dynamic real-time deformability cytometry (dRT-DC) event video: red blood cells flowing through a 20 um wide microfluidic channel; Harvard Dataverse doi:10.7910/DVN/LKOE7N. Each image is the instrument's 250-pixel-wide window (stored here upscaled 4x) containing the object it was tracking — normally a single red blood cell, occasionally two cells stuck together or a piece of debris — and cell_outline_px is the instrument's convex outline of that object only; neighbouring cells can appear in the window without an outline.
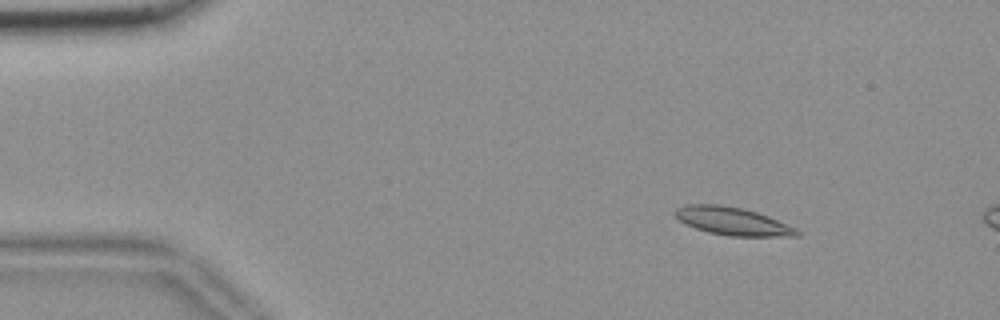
{"species": "common noctule bat (a hibernating species)", "species_latin": "Nyctalus noctula", "temperature_condition": "room temperature", "stored_images_in_passage": 10, "camera_frame_rate_fps": 3000, "um_per_image_px": 0.085, "animal": {"sex": "female", "body_mass_g": 18.4}, "frame": {"image": 1, "passage_image": 4, "time_ms": 1.0, "image_size_px": [1000, 320], "cell_outline_px": [[804, 232], [800, 236], [728, 236], [708, 232], [684, 224], [672, 212], [676, 208], [684, 204], [720, 204], [744, 208], [768, 216], [796, 228]], "centroid_in_image_um": [62.27, 18.79], "position_along_channel_um": 22.7, "area_um2": 20.06}}